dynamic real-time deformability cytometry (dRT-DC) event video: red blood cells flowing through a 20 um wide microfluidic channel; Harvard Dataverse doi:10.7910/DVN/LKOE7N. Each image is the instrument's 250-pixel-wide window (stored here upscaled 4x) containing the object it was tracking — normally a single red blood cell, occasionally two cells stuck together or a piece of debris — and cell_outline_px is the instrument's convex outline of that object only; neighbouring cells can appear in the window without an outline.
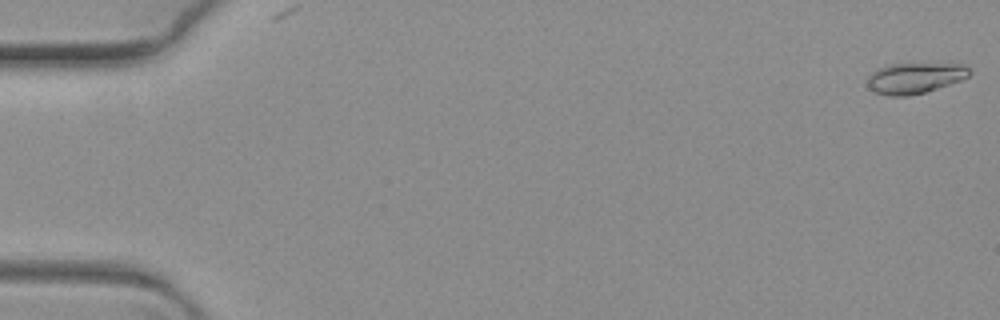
{"species": "common noctule bat (a hibernating species)", "species_latin": "Nyctalus noctula", "temperature_condition": "warm", "stored_images_in_passage": 4, "camera_frame_rate_fps": 3000, "um_per_image_px": 0.085, "animal": {"sex": "female", "body_mass_g": 19.3, "forearm_length_mm": 54.1}, "frame": {"image": 1, "passage_image": 1, "time_ms": 0.0, "image_size_px": [1000, 320], "cell_outline_px": [[972, 72], [968, 76], [960, 80], [924, 92], [908, 96], [888, 96], [876, 92], [868, 88], [868, 76], [876, 68], [892, 64], [964, 64]], "centroid_in_image_um": [77.73, 6.63], "position_along_channel_um": 7.3, "area_um2": 18.09}}